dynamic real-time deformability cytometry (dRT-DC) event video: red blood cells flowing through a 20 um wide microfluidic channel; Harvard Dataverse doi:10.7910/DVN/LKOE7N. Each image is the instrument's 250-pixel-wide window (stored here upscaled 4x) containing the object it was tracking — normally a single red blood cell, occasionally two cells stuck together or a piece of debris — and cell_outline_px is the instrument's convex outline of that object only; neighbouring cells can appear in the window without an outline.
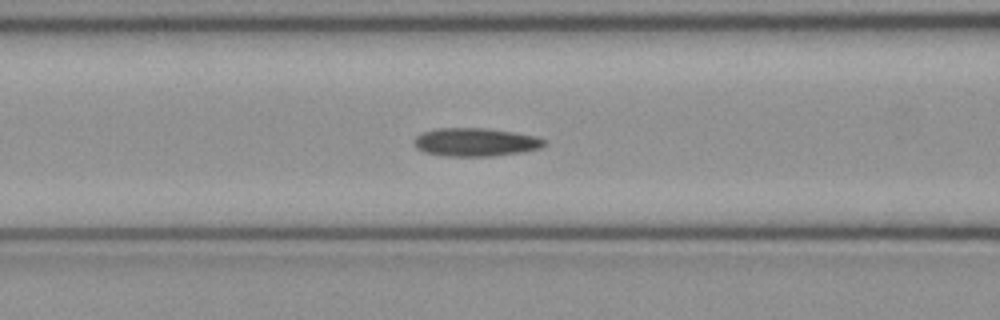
{"species": "common noctule bat (a hibernating species)", "species_latin": "Nyctalus noctula", "temperature_condition": "cold", "stored_images_in_passage": 17, "camera_frame_rate_fps": 3000, "um_per_image_px": 0.085, "animal": {"sex": "female", "body_mass_g": 21.9}, "frame": {"image": 1, "passage_image": 13, "time_ms": 4.0, "image_size_px": [1000, 320], "cell_outline_px": [[548, 144], [540, 148], [524, 152], [496, 156], [444, 156], [424, 152], [416, 148], [412, 140], [416, 136], [424, 132], [436, 128], [488, 128], [536, 136], [548, 140]], "centroid_in_image_um": [40.45, 12.09], "position_along_channel_um": 126.2, "area_um2": 21.79}}